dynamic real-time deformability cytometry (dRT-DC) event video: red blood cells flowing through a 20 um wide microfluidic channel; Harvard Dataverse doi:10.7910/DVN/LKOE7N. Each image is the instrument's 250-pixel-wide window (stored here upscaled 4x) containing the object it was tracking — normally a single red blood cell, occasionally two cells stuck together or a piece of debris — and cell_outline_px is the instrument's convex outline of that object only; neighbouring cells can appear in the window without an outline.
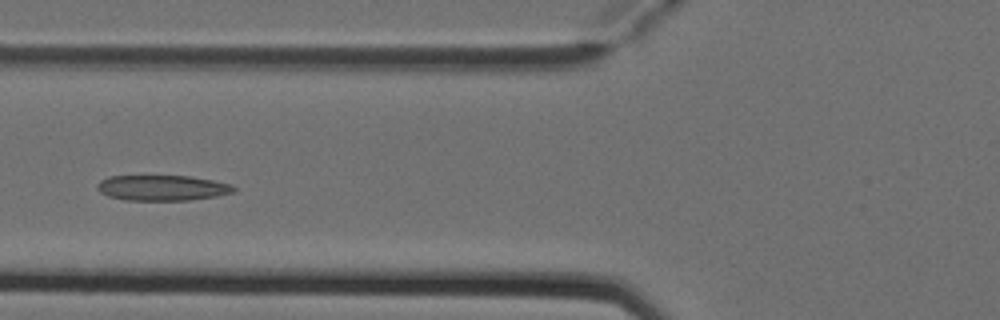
{"species": "Egyptian fruit bat (a non-hibernating species)", "species_latin": "Rousettus aegyptiacus", "temperature_condition": "cold", "stored_images_in_passage": 6, "camera_frame_rate_fps": 3000, "um_per_image_px": 0.085, "animal": {"sex": "female"}, "frame": {"image": 1, "passage_image": 6, "time_ms": 1.667, "image_size_px": [1000, 320], "cell_outline_px": [[236, 192], [216, 196], [188, 200], [124, 200], [108, 196], [100, 192], [96, 188], [96, 184], [100, 180], [108, 176], [188, 176], [212, 180], [232, 184], [236, 188]], "centroid_in_image_um": [13.78, 15.97], "position_along_channel_um": 112.0, "area_um2": 20.35}}